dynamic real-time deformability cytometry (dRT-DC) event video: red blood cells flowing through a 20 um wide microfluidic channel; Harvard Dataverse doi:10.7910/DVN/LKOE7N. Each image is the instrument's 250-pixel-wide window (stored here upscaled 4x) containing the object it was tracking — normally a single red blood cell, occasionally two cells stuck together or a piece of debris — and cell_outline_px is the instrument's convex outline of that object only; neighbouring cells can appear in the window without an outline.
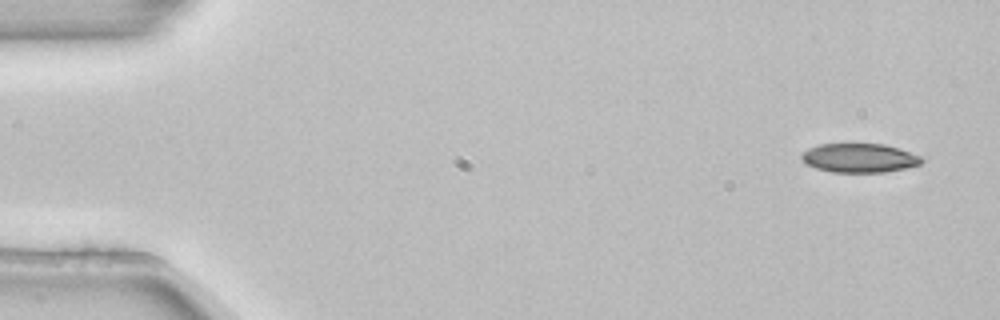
{"species": "common noctule bat (a hibernating species)", "species_latin": "Nyctalus noctula", "temperature_condition": "room temperature", "stored_images_in_passage": 5, "camera_frame_rate_fps": 3000, "um_per_image_px": 0.085, "animal": {"sex": "female", "body_mass_g": 22.7, "forearm_length_mm": 54.2}, "frame": {"image": 1, "passage_image": 1, "time_ms": 0.0, "image_size_px": [1000, 320], "cell_outline_px": [[924, 160], [920, 164], [904, 168], [884, 172], [832, 172], [816, 168], [808, 164], [800, 156], [808, 148], [820, 144], [884, 144], [900, 148], [920, 156]], "centroid_in_image_um": [73.06, 13.42], "position_along_channel_um": 11.9, "area_um2": 20.11}}
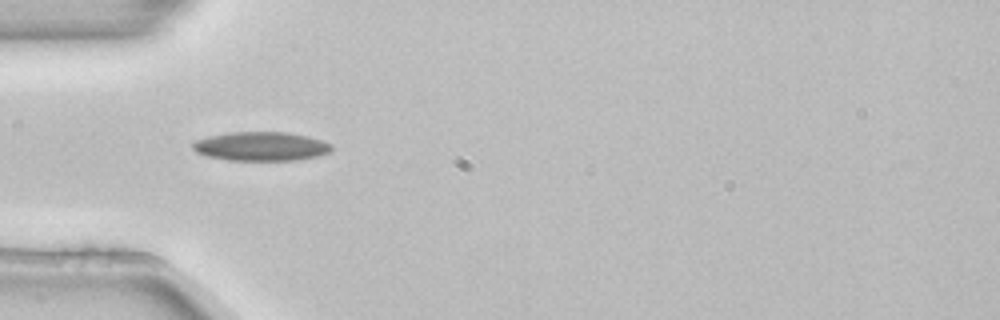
{"frame": {"image": 2, "passage_image": 4, "time_ms": 1.0, "image_size_px": [1000, 320], "cell_outline_px": [[332, 152], [316, 156], [296, 160], [228, 160], [208, 156], [196, 152], [192, 148], [192, 144], [196, 140], [208, 136], [228, 132], [288, 132], [308, 136], [332, 144]], "centroid_in_image_um": [22.19, 12.43], "position_along_channel_um": 62.8, "area_um2": 23.47}}